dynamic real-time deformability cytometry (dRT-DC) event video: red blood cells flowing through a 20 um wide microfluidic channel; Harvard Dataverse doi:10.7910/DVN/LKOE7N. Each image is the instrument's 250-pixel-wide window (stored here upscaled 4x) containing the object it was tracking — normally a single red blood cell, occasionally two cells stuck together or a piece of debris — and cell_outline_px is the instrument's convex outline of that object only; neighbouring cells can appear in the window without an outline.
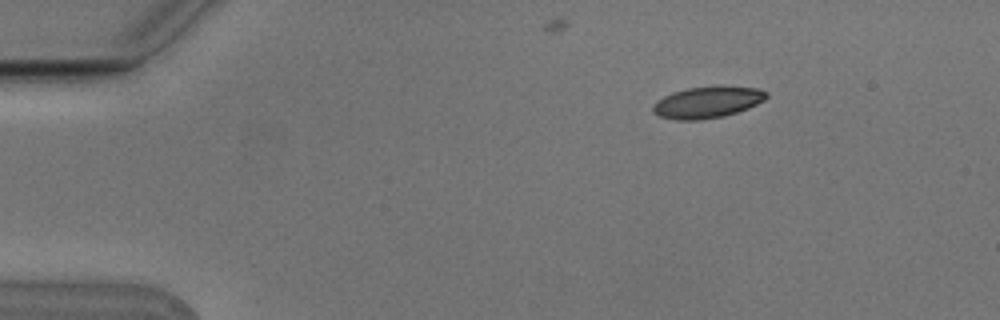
{"species": "Egyptian fruit bat (a non-hibernating species)", "species_latin": "Rousettus aegyptiacus", "temperature_condition": "cold", "stored_images_in_passage": 4, "camera_frame_rate_fps": 3000, "um_per_image_px": 0.085, "animal": {"sex": "male"}, "frame": {"image": 1, "passage_image": 1, "time_ms": 0.0, "image_size_px": [1000, 320], "cell_outline_px": [[768, 96], [764, 100], [748, 108], [724, 116], [700, 120], [676, 120], [660, 116], [652, 112], [652, 104], [656, 100], [672, 92], [688, 88], [760, 88], [768, 92]], "centroid_in_image_um": [60.07, 8.73], "position_along_channel_um": 24.9, "area_um2": 20.35}}
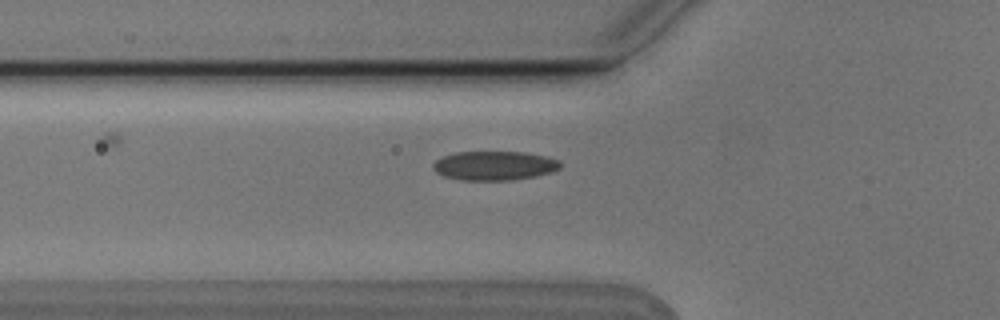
{"frame": {"image": 2, "passage_image": 4, "time_ms": 1.0, "image_size_px": [1000, 320], "cell_outline_px": [[560, 168], [552, 172], [536, 176], [508, 180], [460, 180], [444, 176], [436, 172], [432, 168], [432, 164], [436, 160], [444, 156], [456, 152], [524, 152], [548, 156], [560, 160]], "centroid_in_image_um": [42.03, 14.08], "position_along_channel_um": 83.8, "area_um2": 21.68}}